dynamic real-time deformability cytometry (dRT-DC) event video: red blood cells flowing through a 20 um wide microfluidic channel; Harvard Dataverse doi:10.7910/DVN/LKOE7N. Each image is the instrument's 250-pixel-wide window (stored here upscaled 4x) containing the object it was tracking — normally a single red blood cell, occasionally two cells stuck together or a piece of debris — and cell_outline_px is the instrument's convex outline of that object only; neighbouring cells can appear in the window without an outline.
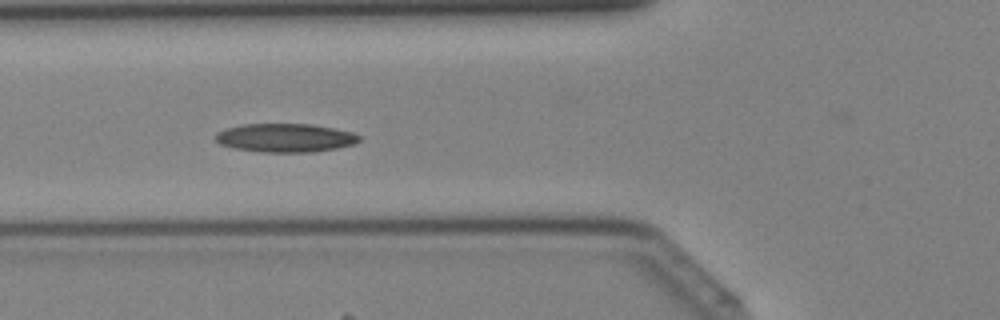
{"species": "Egyptian fruit bat (a non-hibernating species)", "species_latin": "Rousettus aegyptiacus", "temperature_condition": "cold", "stored_images_in_passage": 41, "camera_frame_rate_fps": 3000, "um_per_image_px": 0.085, "animal": {"sex": "female"}, "frame": {"image": 1, "passage_image": 15, "time_ms": 4.667, "image_size_px": [1000, 320], "cell_outline_px": [[360, 140], [356, 144], [336, 148], [312, 152], [260, 152], [236, 148], [220, 144], [216, 140], [216, 132], [240, 124], [312, 124], [336, 128], [352, 132], [360, 136]], "centroid_in_image_um": [24.28, 11.71], "position_along_channel_um": 101.5, "area_um2": 23.99}}
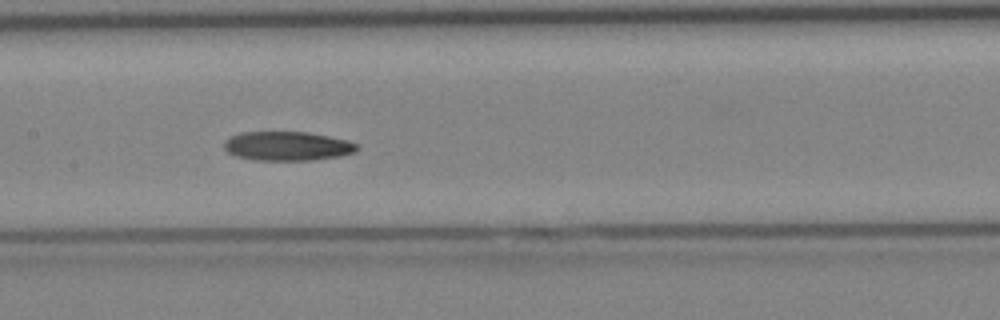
{"frame": {"image": 2, "passage_image": 20, "time_ms": 6.333, "image_size_px": [1000, 320], "cell_outline_px": [[360, 148], [356, 152], [340, 156], [312, 160], [256, 160], [236, 156], [228, 152], [224, 148], [224, 140], [240, 132], [304, 132], [328, 136], [348, 140], [360, 144]], "centroid_in_image_um": [24.46, 12.42], "position_along_channel_um": 182.9, "area_um2": 22.66}}
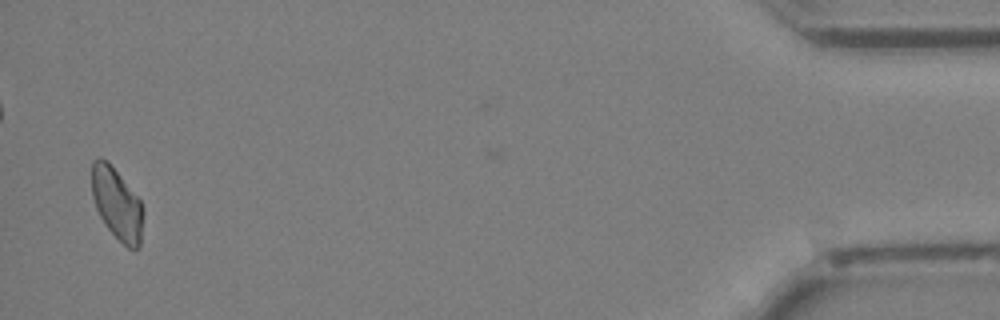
{"frame": {"image": 3, "passage_image": 40, "time_ms": 13.0, "image_size_px": [1000, 320], "cell_outline_px": [[144, 212], [140, 248], [128, 248], [104, 224], [96, 208], [92, 196], [92, 160], [100, 156], [120, 176], [140, 200]], "centroid_in_image_um": [9.95, 17.35], "position_along_channel_um": 425.3, "area_um2": 21.15}}